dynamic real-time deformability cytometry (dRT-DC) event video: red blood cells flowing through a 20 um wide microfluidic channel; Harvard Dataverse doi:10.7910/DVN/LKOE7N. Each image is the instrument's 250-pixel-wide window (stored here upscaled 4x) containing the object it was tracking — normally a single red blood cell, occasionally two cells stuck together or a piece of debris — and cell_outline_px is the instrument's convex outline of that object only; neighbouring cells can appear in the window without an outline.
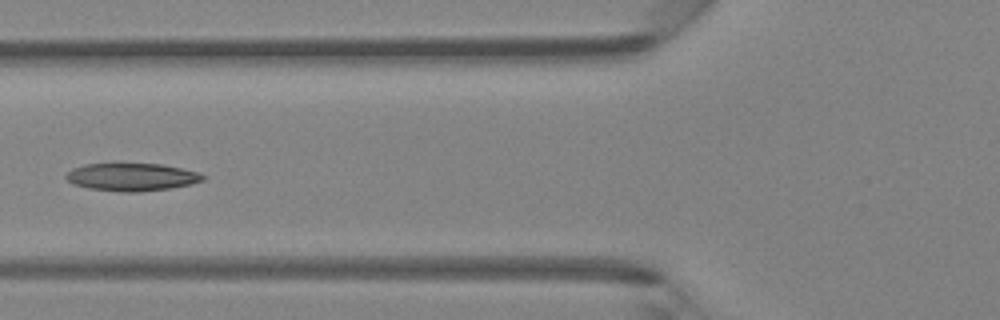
{"species": "Egyptian fruit bat (a non-hibernating species)", "species_latin": "Rousettus aegyptiacus", "temperature_condition": "room temperature", "stored_images_in_passage": 6, "camera_frame_rate_fps": 3000, "um_per_image_px": 0.085, "animal": {"sex": "female"}, "frame": {"image": 1, "passage_image": 5, "time_ms": 4.667, "image_size_px": [1000, 320], "cell_outline_px": [[208, 176], [204, 180], [192, 184], [168, 188], [140, 192], [120, 192], [88, 188], [72, 184], [64, 176], [72, 168], [84, 164], [164, 164], [200, 172]], "centroid_in_image_um": [11.23, 15.05], "position_along_channel_um": 114.6, "area_um2": 22.31}}
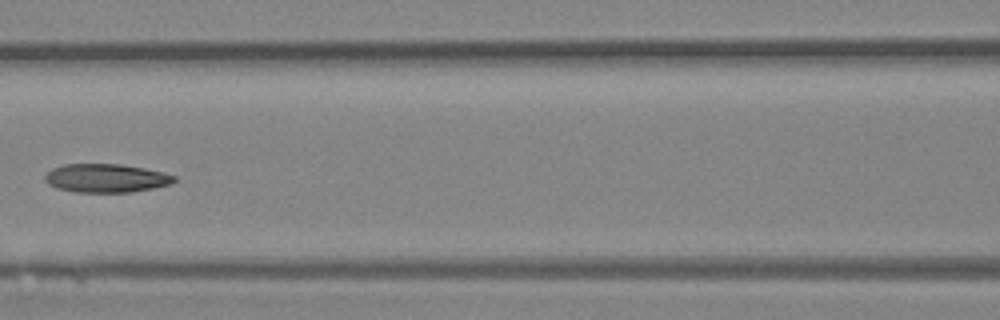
{"frame": {"image": 2, "passage_image": 6, "time_ms": 5.667, "image_size_px": [1000, 320], "cell_outline_px": [[176, 180], [168, 184], [152, 188], [132, 192], [76, 192], [56, 188], [48, 184], [44, 180], [44, 176], [52, 168], [64, 164], [120, 164], [144, 168], [164, 172], [176, 176]], "centroid_in_image_um": [8.99, 15.14], "position_along_channel_um": 157.6, "area_um2": 21.5}}